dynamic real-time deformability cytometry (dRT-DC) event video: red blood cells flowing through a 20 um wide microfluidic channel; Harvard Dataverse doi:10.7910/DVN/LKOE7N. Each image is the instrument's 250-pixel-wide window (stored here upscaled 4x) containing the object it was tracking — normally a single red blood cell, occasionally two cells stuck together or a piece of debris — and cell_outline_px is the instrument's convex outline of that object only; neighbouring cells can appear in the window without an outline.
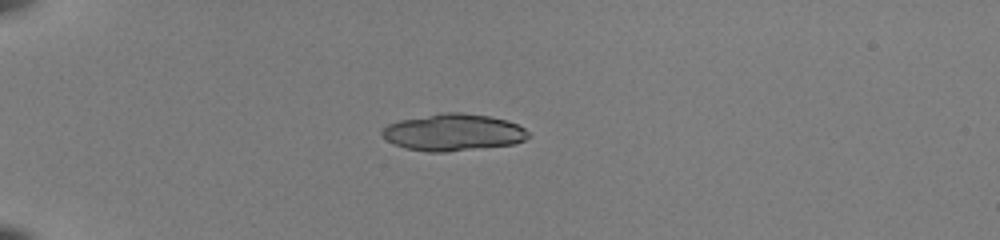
{"species": "common noctule bat (a hibernating species)", "species_latin": "Nyctalus noctula", "temperature_condition": "room temperature", "stored_images_in_passage": 38, "camera_frame_rate_fps": 3000, "um_per_image_px": 0.085, "animal": {"sex": "female", "body_mass_g": 22.0, "forearm_length_mm": 56.7}, "frame": {"image": 1, "passage_image": 1, "time_ms": 0.0, "image_size_px": [1000, 240], "cell_outline_px": [[532, 136], [524, 140], [512, 144], [444, 152], [428, 152], [404, 148], [392, 144], [380, 132], [388, 124], [400, 120], [440, 112], [460, 112], [488, 116], [508, 120], [524, 128]], "centroid_in_image_um": [38.52, 11.24], "position_along_channel_um": 46.5, "area_um2": 31.44}, "authors_computed_cell_mechanics": {"area_um2": 19.1896, "velocity_mm_per_s": 4.0102, "shape_relaxation_time_tau1_ms": 7.7136, "shape_relaxation_time_tau2_ms": 0.9263, "deformation_change_tau1": 0.272, "deformation_change_tau2": 0.0611}}